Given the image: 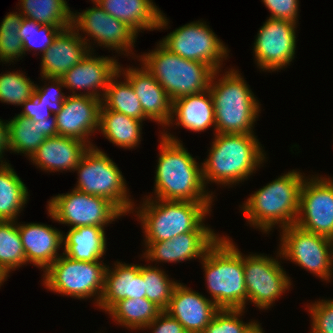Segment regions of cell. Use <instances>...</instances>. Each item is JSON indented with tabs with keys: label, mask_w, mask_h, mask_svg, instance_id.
<instances>
[{
	"label": "cell",
	"mask_w": 333,
	"mask_h": 333,
	"mask_svg": "<svg viewBox=\"0 0 333 333\" xmlns=\"http://www.w3.org/2000/svg\"><path fill=\"white\" fill-rule=\"evenodd\" d=\"M92 3V8L81 13L72 12L71 26L78 33L79 30L86 32L99 46L111 48L117 53H131L138 34L127 24L105 12L95 0Z\"/></svg>",
	"instance_id": "16"
},
{
	"label": "cell",
	"mask_w": 333,
	"mask_h": 333,
	"mask_svg": "<svg viewBox=\"0 0 333 333\" xmlns=\"http://www.w3.org/2000/svg\"><path fill=\"white\" fill-rule=\"evenodd\" d=\"M100 261H76L62 253L45 271L46 289L77 299L93 296L98 306L104 288L107 265ZM97 294V295H96Z\"/></svg>",
	"instance_id": "9"
},
{
	"label": "cell",
	"mask_w": 333,
	"mask_h": 333,
	"mask_svg": "<svg viewBox=\"0 0 333 333\" xmlns=\"http://www.w3.org/2000/svg\"><path fill=\"white\" fill-rule=\"evenodd\" d=\"M27 263L17 221H0V271L9 272Z\"/></svg>",
	"instance_id": "35"
},
{
	"label": "cell",
	"mask_w": 333,
	"mask_h": 333,
	"mask_svg": "<svg viewBox=\"0 0 333 333\" xmlns=\"http://www.w3.org/2000/svg\"><path fill=\"white\" fill-rule=\"evenodd\" d=\"M6 279L7 278L0 271V286L4 283V281H6Z\"/></svg>",
	"instance_id": "48"
},
{
	"label": "cell",
	"mask_w": 333,
	"mask_h": 333,
	"mask_svg": "<svg viewBox=\"0 0 333 333\" xmlns=\"http://www.w3.org/2000/svg\"><path fill=\"white\" fill-rule=\"evenodd\" d=\"M280 241L278 257L292 261L326 282L333 277L332 239L294 224L282 229Z\"/></svg>",
	"instance_id": "10"
},
{
	"label": "cell",
	"mask_w": 333,
	"mask_h": 333,
	"mask_svg": "<svg viewBox=\"0 0 333 333\" xmlns=\"http://www.w3.org/2000/svg\"><path fill=\"white\" fill-rule=\"evenodd\" d=\"M308 178V179H307ZM305 178L296 225L333 240V178Z\"/></svg>",
	"instance_id": "14"
},
{
	"label": "cell",
	"mask_w": 333,
	"mask_h": 333,
	"mask_svg": "<svg viewBox=\"0 0 333 333\" xmlns=\"http://www.w3.org/2000/svg\"><path fill=\"white\" fill-rule=\"evenodd\" d=\"M118 71L123 74V77L125 76L124 78L129 81L134 89L135 95L140 100L144 115L149 120L167 127L171 117L172 101L155 77L144 66L123 69L119 65Z\"/></svg>",
	"instance_id": "22"
},
{
	"label": "cell",
	"mask_w": 333,
	"mask_h": 333,
	"mask_svg": "<svg viewBox=\"0 0 333 333\" xmlns=\"http://www.w3.org/2000/svg\"><path fill=\"white\" fill-rule=\"evenodd\" d=\"M206 161L201 163L205 186L244 182L264 163L266 154L254 134L215 133ZM256 170V171H255Z\"/></svg>",
	"instance_id": "2"
},
{
	"label": "cell",
	"mask_w": 333,
	"mask_h": 333,
	"mask_svg": "<svg viewBox=\"0 0 333 333\" xmlns=\"http://www.w3.org/2000/svg\"><path fill=\"white\" fill-rule=\"evenodd\" d=\"M102 99L86 95H68L61 110L55 115L57 135L82 140L90 147L92 133L99 131Z\"/></svg>",
	"instance_id": "17"
},
{
	"label": "cell",
	"mask_w": 333,
	"mask_h": 333,
	"mask_svg": "<svg viewBox=\"0 0 333 333\" xmlns=\"http://www.w3.org/2000/svg\"><path fill=\"white\" fill-rule=\"evenodd\" d=\"M227 236H220L201 259L207 290L219 309H245L243 254Z\"/></svg>",
	"instance_id": "4"
},
{
	"label": "cell",
	"mask_w": 333,
	"mask_h": 333,
	"mask_svg": "<svg viewBox=\"0 0 333 333\" xmlns=\"http://www.w3.org/2000/svg\"><path fill=\"white\" fill-rule=\"evenodd\" d=\"M89 147L80 139L57 135L46 138L29 160L44 171H74Z\"/></svg>",
	"instance_id": "24"
},
{
	"label": "cell",
	"mask_w": 333,
	"mask_h": 333,
	"mask_svg": "<svg viewBox=\"0 0 333 333\" xmlns=\"http://www.w3.org/2000/svg\"><path fill=\"white\" fill-rule=\"evenodd\" d=\"M277 258L263 254L243 257L247 301L258 309H268L285 291L290 289L291 279L280 266Z\"/></svg>",
	"instance_id": "13"
},
{
	"label": "cell",
	"mask_w": 333,
	"mask_h": 333,
	"mask_svg": "<svg viewBox=\"0 0 333 333\" xmlns=\"http://www.w3.org/2000/svg\"><path fill=\"white\" fill-rule=\"evenodd\" d=\"M78 171L75 190L101 196L112 202L124 215L133 213L134 202L129 199L126 181L112 159L97 146L89 147L74 171Z\"/></svg>",
	"instance_id": "8"
},
{
	"label": "cell",
	"mask_w": 333,
	"mask_h": 333,
	"mask_svg": "<svg viewBox=\"0 0 333 333\" xmlns=\"http://www.w3.org/2000/svg\"><path fill=\"white\" fill-rule=\"evenodd\" d=\"M105 12L124 22L137 34L140 30H160L168 26L167 17L152 0H95Z\"/></svg>",
	"instance_id": "25"
},
{
	"label": "cell",
	"mask_w": 333,
	"mask_h": 333,
	"mask_svg": "<svg viewBox=\"0 0 333 333\" xmlns=\"http://www.w3.org/2000/svg\"><path fill=\"white\" fill-rule=\"evenodd\" d=\"M24 18L54 27H70L72 12L66 0H20Z\"/></svg>",
	"instance_id": "33"
},
{
	"label": "cell",
	"mask_w": 333,
	"mask_h": 333,
	"mask_svg": "<svg viewBox=\"0 0 333 333\" xmlns=\"http://www.w3.org/2000/svg\"><path fill=\"white\" fill-rule=\"evenodd\" d=\"M68 27H54L50 25L39 24L34 20L22 18L19 29V36L23 44L24 55L27 51L36 50L42 54L52 44L57 34Z\"/></svg>",
	"instance_id": "37"
},
{
	"label": "cell",
	"mask_w": 333,
	"mask_h": 333,
	"mask_svg": "<svg viewBox=\"0 0 333 333\" xmlns=\"http://www.w3.org/2000/svg\"><path fill=\"white\" fill-rule=\"evenodd\" d=\"M146 198L134 211L145 234L144 242H163L187 232H214L203 223L211 212L212 202Z\"/></svg>",
	"instance_id": "5"
},
{
	"label": "cell",
	"mask_w": 333,
	"mask_h": 333,
	"mask_svg": "<svg viewBox=\"0 0 333 333\" xmlns=\"http://www.w3.org/2000/svg\"><path fill=\"white\" fill-rule=\"evenodd\" d=\"M21 107H24V109L18 115L34 122L44 121L52 117L50 109L44 103H40L34 96L26 100Z\"/></svg>",
	"instance_id": "45"
},
{
	"label": "cell",
	"mask_w": 333,
	"mask_h": 333,
	"mask_svg": "<svg viewBox=\"0 0 333 333\" xmlns=\"http://www.w3.org/2000/svg\"><path fill=\"white\" fill-rule=\"evenodd\" d=\"M9 149V143H8V127H7V121L4 122L0 119V165L8 164L6 160H2L3 153L5 150L8 151ZM4 161V162H3Z\"/></svg>",
	"instance_id": "46"
},
{
	"label": "cell",
	"mask_w": 333,
	"mask_h": 333,
	"mask_svg": "<svg viewBox=\"0 0 333 333\" xmlns=\"http://www.w3.org/2000/svg\"><path fill=\"white\" fill-rule=\"evenodd\" d=\"M271 12L269 18L289 20L298 23L299 0H262Z\"/></svg>",
	"instance_id": "43"
},
{
	"label": "cell",
	"mask_w": 333,
	"mask_h": 333,
	"mask_svg": "<svg viewBox=\"0 0 333 333\" xmlns=\"http://www.w3.org/2000/svg\"><path fill=\"white\" fill-rule=\"evenodd\" d=\"M175 120L177 122L174 125H181L193 132H203L211 126L215 130L214 102L209 89L172 101L171 117L167 126Z\"/></svg>",
	"instance_id": "27"
},
{
	"label": "cell",
	"mask_w": 333,
	"mask_h": 333,
	"mask_svg": "<svg viewBox=\"0 0 333 333\" xmlns=\"http://www.w3.org/2000/svg\"><path fill=\"white\" fill-rule=\"evenodd\" d=\"M155 172L154 195L168 201L212 202L206 191L202 166L183 147L181 140L163 130ZM170 134V135H169ZM157 195V196H156Z\"/></svg>",
	"instance_id": "1"
},
{
	"label": "cell",
	"mask_w": 333,
	"mask_h": 333,
	"mask_svg": "<svg viewBox=\"0 0 333 333\" xmlns=\"http://www.w3.org/2000/svg\"><path fill=\"white\" fill-rule=\"evenodd\" d=\"M304 180L301 172L292 170L255 191L241 208L248 223L267 234L277 224L282 229L294 225Z\"/></svg>",
	"instance_id": "3"
},
{
	"label": "cell",
	"mask_w": 333,
	"mask_h": 333,
	"mask_svg": "<svg viewBox=\"0 0 333 333\" xmlns=\"http://www.w3.org/2000/svg\"><path fill=\"white\" fill-rule=\"evenodd\" d=\"M48 215L52 220L68 224L70 228L79 226H99L115 221L124 214L108 199L82 193L72 189L66 194H58L48 201Z\"/></svg>",
	"instance_id": "11"
},
{
	"label": "cell",
	"mask_w": 333,
	"mask_h": 333,
	"mask_svg": "<svg viewBox=\"0 0 333 333\" xmlns=\"http://www.w3.org/2000/svg\"><path fill=\"white\" fill-rule=\"evenodd\" d=\"M92 50L78 63L69 69L62 77L65 88L72 95H86L102 99L111 78L118 72L119 64L115 57H95ZM75 89H84V93H75ZM98 89V90H97ZM103 92H101V90ZM91 90V91H90ZM101 94H100V93ZM101 96V97H100Z\"/></svg>",
	"instance_id": "18"
},
{
	"label": "cell",
	"mask_w": 333,
	"mask_h": 333,
	"mask_svg": "<svg viewBox=\"0 0 333 333\" xmlns=\"http://www.w3.org/2000/svg\"><path fill=\"white\" fill-rule=\"evenodd\" d=\"M23 250L28 262L45 271L59 256L63 232L50 225L17 222Z\"/></svg>",
	"instance_id": "23"
},
{
	"label": "cell",
	"mask_w": 333,
	"mask_h": 333,
	"mask_svg": "<svg viewBox=\"0 0 333 333\" xmlns=\"http://www.w3.org/2000/svg\"><path fill=\"white\" fill-rule=\"evenodd\" d=\"M243 333H264V331L257 321H253Z\"/></svg>",
	"instance_id": "47"
},
{
	"label": "cell",
	"mask_w": 333,
	"mask_h": 333,
	"mask_svg": "<svg viewBox=\"0 0 333 333\" xmlns=\"http://www.w3.org/2000/svg\"><path fill=\"white\" fill-rule=\"evenodd\" d=\"M148 328H152V333H187L184 327L165 311H162L144 330Z\"/></svg>",
	"instance_id": "44"
},
{
	"label": "cell",
	"mask_w": 333,
	"mask_h": 333,
	"mask_svg": "<svg viewBox=\"0 0 333 333\" xmlns=\"http://www.w3.org/2000/svg\"><path fill=\"white\" fill-rule=\"evenodd\" d=\"M170 52L184 59L208 64L220 71L223 59L228 57V48L206 25V22H191L170 32L159 41Z\"/></svg>",
	"instance_id": "12"
},
{
	"label": "cell",
	"mask_w": 333,
	"mask_h": 333,
	"mask_svg": "<svg viewBox=\"0 0 333 333\" xmlns=\"http://www.w3.org/2000/svg\"><path fill=\"white\" fill-rule=\"evenodd\" d=\"M139 58L171 101L209 89L214 70L208 64L184 59L170 52L160 42L154 51Z\"/></svg>",
	"instance_id": "7"
},
{
	"label": "cell",
	"mask_w": 333,
	"mask_h": 333,
	"mask_svg": "<svg viewBox=\"0 0 333 333\" xmlns=\"http://www.w3.org/2000/svg\"><path fill=\"white\" fill-rule=\"evenodd\" d=\"M105 228L79 226L62 235L63 254L76 261H101L106 252Z\"/></svg>",
	"instance_id": "29"
},
{
	"label": "cell",
	"mask_w": 333,
	"mask_h": 333,
	"mask_svg": "<svg viewBox=\"0 0 333 333\" xmlns=\"http://www.w3.org/2000/svg\"><path fill=\"white\" fill-rule=\"evenodd\" d=\"M308 306L311 316V333H333V299L315 301Z\"/></svg>",
	"instance_id": "42"
},
{
	"label": "cell",
	"mask_w": 333,
	"mask_h": 333,
	"mask_svg": "<svg viewBox=\"0 0 333 333\" xmlns=\"http://www.w3.org/2000/svg\"><path fill=\"white\" fill-rule=\"evenodd\" d=\"M114 266V269L107 266L104 288L98 304V307L105 313L122 299L146 297L139 264H126L125 262L123 264L116 261Z\"/></svg>",
	"instance_id": "26"
},
{
	"label": "cell",
	"mask_w": 333,
	"mask_h": 333,
	"mask_svg": "<svg viewBox=\"0 0 333 333\" xmlns=\"http://www.w3.org/2000/svg\"><path fill=\"white\" fill-rule=\"evenodd\" d=\"M219 237L215 232H187L163 242H144L143 257L147 261L164 263L202 259Z\"/></svg>",
	"instance_id": "21"
},
{
	"label": "cell",
	"mask_w": 333,
	"mask_h": 333,
	"mask_svg": "<svg viewBox=\"0 0 333 333\" xmlns=\"http://www.w3.org/2000/svg\"><path fill=\"white\" fill-rule=\"evenodd\" d=\"M219 72L221 70L213 72L209 85L214 102L215 132L254 134V122L261 110L259 101L239 71L231 68L221 79L217 77Z\"/></svg>",
	"instance_id": "6"
},
{
	"label": "cell",
	"mask_w": 333,
	"mask_h": 333,
	"mask_svg": "<svg viewBox=\"0 0 333 333\" xmlns=\"http://www.w3.org/2000/svg\"><path fill=\"white\" fill-rule=\"evenodd\" d=\"M218 310L212 300L178 283L165 312L175 318L187 333H202Z\"/></svg>",
	"instance_id": "20"
},
{
	"label": "cell",
	"mask_w": 333,
	"mask_h": 333,
	"mask_svg": "<svg viewBox=\"0 0 333 333\" xmlns=\"http://www.w3.org/2000/svg\"><path fill=\"white\" fill-rule=\"evenodd\" d=\"M9 151L31 157L46 138L57 136L56 117L34 122L20 115L7 120Z\"/></svg>",
	"instance_id": "28"
},
{
	"label": "cell",
	"mask_w": 333,
	"mask_h": 333,
	"mask_svg": "<svg viewBox=\"0 0 333 333\" xmlns=\"http://www.w3.org/2000/svg\"><path fill=\"white\" fill-rule=\"evenodd\" d=\"M297 24L284 19L268 18L254 41L255 61L263 71H278L291 64L296 50Z\"/></svg>",
	"instance_id": "15"
},
{
	"label": "cell",
	"mask_w": 333,
	"mask_h": 333,
	"mask_svg": "<svg viewBox=\"0 0 333 333\" xmlns=\"http://www.w3.org/2000/svg\"><path fill=\"white\" fill-rule=\"evenodd\" d=\"M140 274L144 280L146 298L165 311L178 282L170 280L158 266L140 265Z\"/></svg>",
	"instance_id": "36"
},
{
	"label": "cell",
	"mask_w": 333,
	"mask_h": 333,
	"mask_svg": "<svg viewBox=\"0 0 333 333\" xmlns=\"http://www.w3.org/2000/svg\"><path fill=\"white\" fill-rule=\"evenodd\" d=\"M243 309H219L202 333H243L253 322L240 319Z\"/></svg>",
	"instance_id": "40"
},
{
	"label": "cell",
	"mask_w": 333,
	"mask_h": 333,
	"mask_svg": "<svg viewBox=\"0 0 333 333\" xmlns=\"http://www.w3.org/2000/svg\"><path fill=\"white\" fill-rule=\"evenodd\" d=\"M42 78V80L50 81L52 85L48 86L47 84V87L46 85L43 87L36 85L34 97L40 103H44L50 109L52 115H56L61 110L63 102L67 97L61 92V88L64 87L63 81L61 78Z\"/></svg>",
	"instance_id": "41"
},
{
	"label": "cell",
	"mask_w": 333,
	"mask_h": 333,
	"mask_svg": "<svg viewBox=\"0 0 333 333\" xmlns=\"http://www.w3.org/2000/svg\"><path fill=\"white\" fill-rule=\"evenodd\" d=\"M23 16L21 13L7 14L0 24V60L14 62L24 55L19 29Z\"/></svg>",
	"instance_id": "38"
},
{
	"label": "cell",
	"mask_w": 333,
	"mask_h": 333,
	"mask_svg": "<svg viewBox=\"0 0 333 333\" xmlns=\"http://www.w3.org/2000/svg\"><path fill=\"white\" fill-rule=\"evenodd\" d=\"M36 85L23 73L7 72L0 74V101L3 103L22 106L34 96Z\"/></svg>",
	"instance_id": "39"
},
{
	"label": "cell",
	"mask_w": 333,
	"mask_h": 333,
	"mask_svg": "<svg viewBox=\"0 0 333 333\" xmlns=\"http://www.w3.org/2000/svg\"><path fill=\"white\" fill-rule=\"evenodd\" d=\"M142 122L123 113L100 108L99 131L116 146L132 149L140 144Z\"/></svg>",
	"instance_id": "30"
},
{
	"label": "cell",
	"mask_w": 333,
	"mask_h": 333,
	"mask_svg": "<svg viewBox=\"0 0 333 333\" xmlns=\"http://www.w3.org/2000/svg\"><path fill=\"white\" fill-rule=\"evenodd\" d=\"M120 75L122 74L118 71L109 81L102 104L109 110L123 113L140 121L148 119L144 115L140 100L135 95L129 81L126 78L125 82L117 80Z\"/></svg>",
	"instance_id": "34"
},
{
	"label": "cell",
	"mask_w": 333,
	"mask_h": 333,
	"mask_svg": "<svg viewBox=\"0 0 333 333\" xmlns=\"http://www.w3.org/2000/svg\"><path fill=\"white\" fill-rule=\"evenodd\" d=\"M91 48L90 39L83 38L72 26L61 30L41 56V77L61 78L78 64Z\"/></svg>",
	"instance_id": "19"
},
{
	"label": "cell",
	"mask_w": 333,
	"mask_h": 333,
	"mask_svg": "<svg viewBox=\"0 0 333 333\" xmlns=\"http://www.w3.org/2000/svg\"><path fill=\"white\" fill-rule=\"evenodd\" d=\"M28 196L26 185L11 165H0V221L17 220Z\"/></svg>",
	"instance_id": "31"
},
{
	"label": "cell",
	"mask_w": 333,
	"mask_h": 333,
	"mask_svg": "<svg viewBox=\"0 0 333 333\" xmlns=\"http://www.w3.org/2000/svg\"><path fill=\"white\" fill-rule=\"evenodd\" d=\"M162 310L146 297L122 299L115 303L108 313L120 326L140 330L148 326Z\"/></svg>",
	"instance_id": "32"
}]
</instances>
